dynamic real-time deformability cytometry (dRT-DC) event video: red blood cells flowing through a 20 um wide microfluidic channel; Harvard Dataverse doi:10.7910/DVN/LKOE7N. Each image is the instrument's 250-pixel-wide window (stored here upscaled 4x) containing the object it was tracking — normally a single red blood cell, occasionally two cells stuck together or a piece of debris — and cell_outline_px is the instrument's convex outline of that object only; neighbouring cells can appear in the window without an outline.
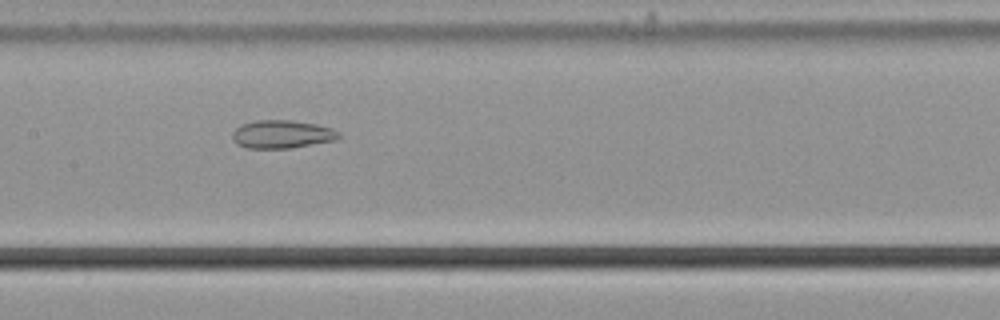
{"species": "common noctule bat (a hibernating species)", "species_latin": "Nyctalus noctula", "temperature_condition": "cold", "stored_images_in_passage": 55, "camera_frame_rate_fps": 3000, "um_per_image_px": 0.085, "animal": {"sex": "male", "body_mass_g": 21.5, "forearm_length_mm": 52.0}, "frame": {"image": 1, "passage_image": 27, "time_ms": 8.667, "image_size_px": [1000, 320], "cell_outline_px": [[340, 136], [336, 140], [292, 148], [248, 148], [236, 144], [232, 140], [232, 132], [240, 124], [256, 120], [292, 120], [316, 124], [332, 128], [340, 132]], "centroid_in_image_um": [23.95, 11.41], "position_along_channel_um": 183.4, "area_um2": 17.63}}
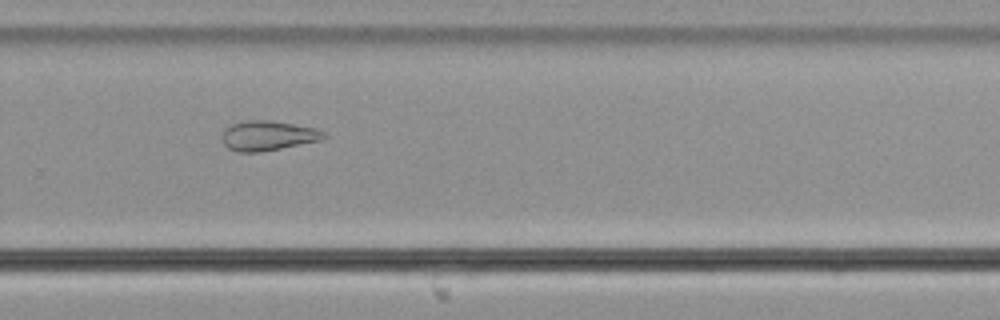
{"frame": {"image": 2, "passage_image": 37, "time_ms": 12.0, "image_size_px": [1000, 320], "cell_outline_px": [[328, 136], [320, 140], [260, 152], [240, 152], [228, 148], [224, 144], [224, 128], [232, 124], [244, 120], [268, 120], [316, 128], [324, 132]], "centroid_in_image_um": [22.77, 11.52], "position_along_channel_um": 307.0, "area_um2": 17.4}}
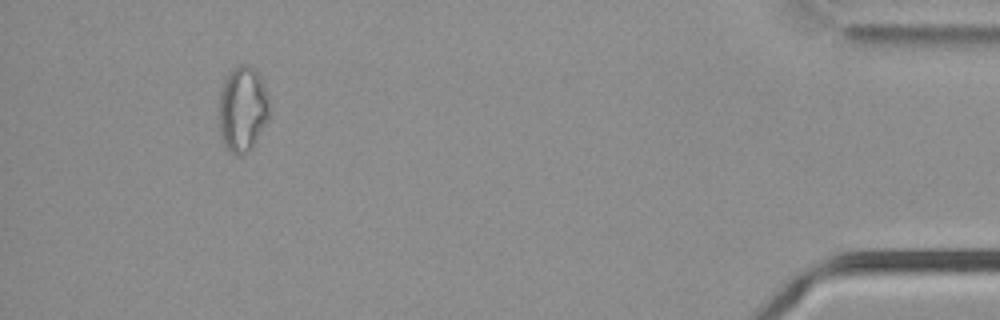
{"frame": {"image": 3, "passage_image": 51, "time_ms": 16.667, "image_size_px": [1000, 320], "cell_outline_px": [[268, 120], [252, 148], [240, 156], [236, 156], [228, 152], [224, 148], [220, 136], [220, 92], [224, 76], [236, 64], [248, 64], [260, 76], [268, 96]], "centroid_in_image_um": [20.59, 9.28], "position_along_channel_um": 414.6, "area_um2": 25.43}, "authors_computed_cell_mechanics": {"area_um2": 23.0622, "velocity_mm_per_s": 3.7157, "shape_relaxation_time_tau1_ms": null, "shape_relaxation_time_tau2_ms": 4.7353, "deformation_change_tau1": null, "deformation_change_tau2": 0.1306}}